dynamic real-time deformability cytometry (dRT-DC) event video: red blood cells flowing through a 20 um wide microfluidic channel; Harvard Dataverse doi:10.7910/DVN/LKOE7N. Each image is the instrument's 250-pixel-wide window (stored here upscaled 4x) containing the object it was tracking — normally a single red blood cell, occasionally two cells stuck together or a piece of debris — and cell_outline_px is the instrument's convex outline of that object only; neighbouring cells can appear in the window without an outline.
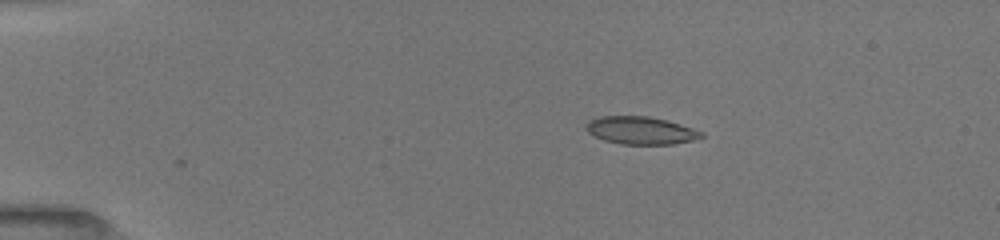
{"species": "common noctule bat (a hibernating species)", "species_latin": "Nyctalus noctula", "temperature_condition": "room temperature", "stored_images_in_passage": 42, "camera_frame_rate_fps": 3000, "um_per_image_px": 0.085, "animal": {"sex": "female", "body_mass_g": 19.5, "forearm_length_mm": 54.1}, "frame": {"image": 1, "passage_image": 1, "time_ms": 0.0, "image_size_px": [1000, 240], "cell_outline_px": [[704, 136], [692, 140], [672, 144], [620, 144], [604, 140], [588, 132], [584, 128], [588, 120], [600, 116], [648, 116], [668, 120], [704, 132]], "centroid_in_image_um": [54.45, 11.08], "position_along_channel_um": 30.6, "area_um2": 18.61}}
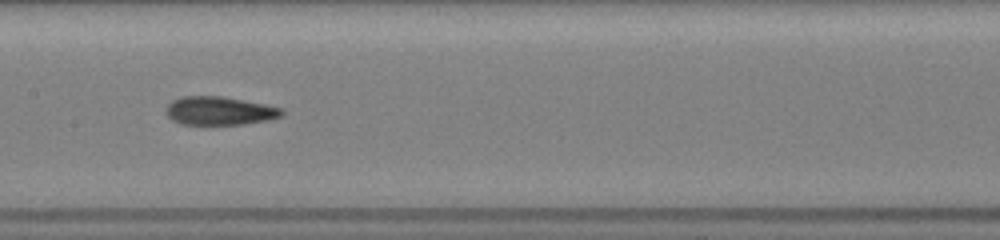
{"frame": {"image": 2, "passage_image": 18, "time_ms": 5.667, "image_size_px": [1000, 240], "cell_outline_px": [[284, 116], [268, 120], [244, 124], [180, 124], [172, 120], [164, 112], [168, 104], [172, 100], [180, 96], [220, 96], [264, 104], [284, 108]], "centroid_in_image_um": [18.66, 9.42], "position_along_channel_um": 188.7, "area_um2": 19.31}}
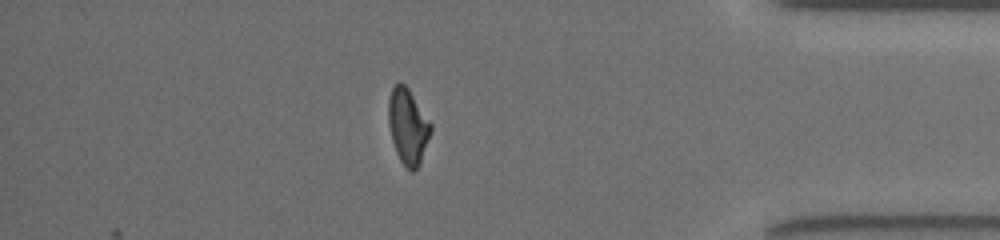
{"frame": {"image": 3, "passage_image": 36, "time_ms": 11.667, "image_size_px": [1000, 240], "cell_outline_px": [[432, 132], [420, 160], [416, 168], [412, 172], [400, 160], [396, 152], [392, 140], [388, 124], [388, 100], [392, 88], [400, 80], [408, 88], [432, 124]], "centroid_in_image_um": [34.66, 10.7], "position_along_channel_um": 400.5, "area_um2": 18.44}, "authors_computed_cell_mechanics": {"area_um2": 19.0162, "velocity_mm_per_s": 4.0187, "shape_relaxation_time_tau1_ms": 3.7215, "shape_relaxation_time_tau2_ms": 1.8739, "deformation_change_tau1": 0.1527, "deformation_change_tau2": 0.1027}}